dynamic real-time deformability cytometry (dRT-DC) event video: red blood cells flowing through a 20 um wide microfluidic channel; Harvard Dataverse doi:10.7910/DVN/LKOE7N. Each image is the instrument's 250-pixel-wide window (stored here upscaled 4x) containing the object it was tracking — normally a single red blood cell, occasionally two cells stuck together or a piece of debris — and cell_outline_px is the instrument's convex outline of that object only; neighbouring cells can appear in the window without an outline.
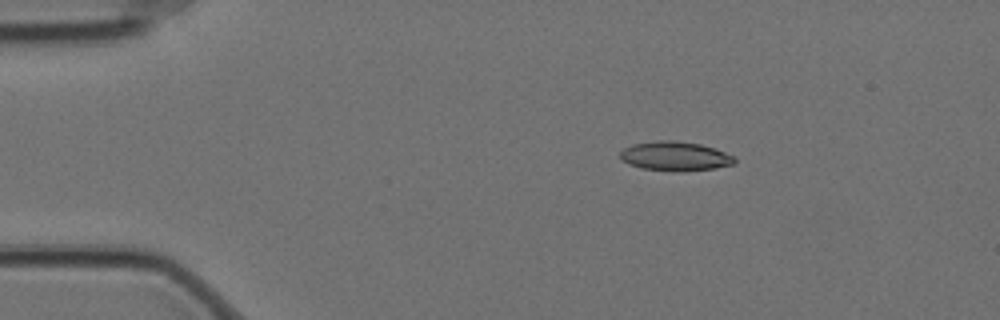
{"species": "Egyptian fruit bat (a non-hibernating species)", "species_latin": "Rousettus aegyptiacus", "temperature_condition": "cold", "stored_images_in_passage": 4, "camera_frame_rate_fps": 3000, "um_per_image_px": 0.085, "animal": {"sex": "female"}, "frame": {"image": 1, "passage_image": 2, "time_ms": 0.333, "image_size_px": [1000, 320], "cell_outline_px": [[736, 164], [716, 168], [676, 172], [644, 168], [628, 164], [620, 160], [620, 152], [624, 148], [632, 144], [656, 140], [676, 140], [700, 144], [736, 156]], "centroid_in_image_um": [57.39, 13.27], "position_along_channel_um": 27.6, "area_um2": 19.71}}